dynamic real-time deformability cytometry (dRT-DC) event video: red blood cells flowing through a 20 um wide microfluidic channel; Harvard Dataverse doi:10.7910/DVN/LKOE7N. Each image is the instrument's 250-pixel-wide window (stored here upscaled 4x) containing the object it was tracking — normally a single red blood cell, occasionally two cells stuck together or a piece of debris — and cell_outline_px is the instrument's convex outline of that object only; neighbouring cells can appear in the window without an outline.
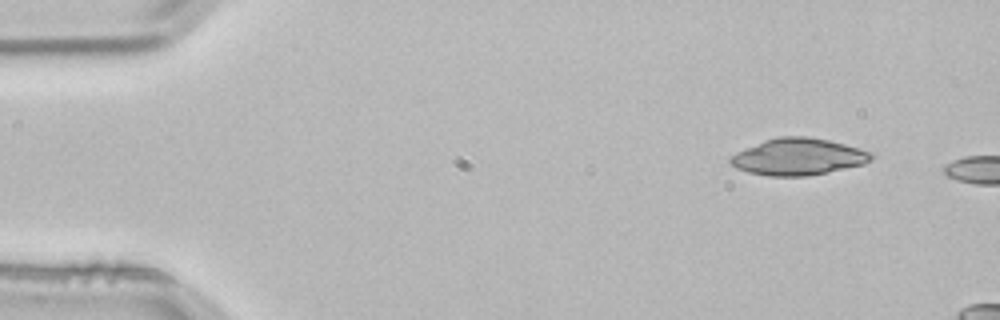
{"species": "common noctule bat (a hibernating species)", "species_latin": "Nyctalus noctula", "temperature_condition": "room temperature", "stored_images_in_passage": 3, "segment_of_instrument_passage": [2, 2], "camera_frame_rate_fps": 3000, "um_per_image_px": 0.085, "animal": {"sex": "male", "body_mass_g": 21.5, "forearm_length_mm": 52.0}, "frame": {"image": 1, "passage_image": 3, "time_ms": 0.667, "image_size_px": [1000, 320], "cell_outline_px": [[876, 156], [872, 160], [864, 164], [828, 172], [808, 176], [768, 176], [748, 172], [736, 168], [728, 164], [728, 156], [744, 148], [764, 140], [780, 136], [808, 136], [828, 140], [860, 148], [872, 152]], "centroid_in_image_um": [67.83, 13.32], "position_along_channel_um": 17.2, "area_um2": 30.58}}